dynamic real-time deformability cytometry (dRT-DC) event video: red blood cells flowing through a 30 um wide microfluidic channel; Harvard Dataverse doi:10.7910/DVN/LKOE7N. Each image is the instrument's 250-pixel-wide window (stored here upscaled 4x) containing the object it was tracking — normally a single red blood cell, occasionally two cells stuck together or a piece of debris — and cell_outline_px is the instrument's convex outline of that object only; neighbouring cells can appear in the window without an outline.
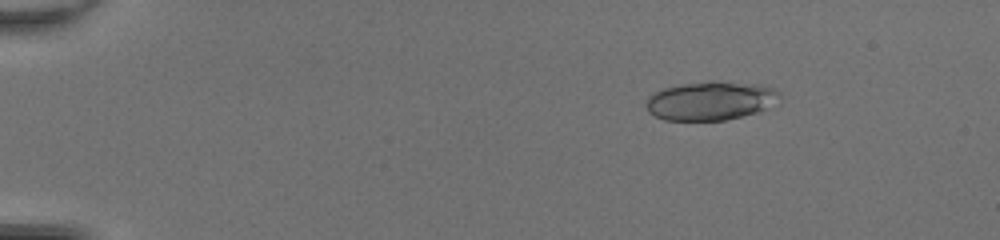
{"species": "common noctule bat (a hibernating species)", "species_latin": "Nyctalus noctula", "temperature_condition": "room temperature", "stored_images_in_passage": 49, "camera_frame_rate_fps": 3000, "um_per_image_px": 0.085, "animal": {"sex": "female", "body_mass_g": 20.0, "forearm_length_mm": 54.0}, "frame": {"image": 1, "passage_image": 8, "time_ms": 2.333, "image_size_px": [1000, 240], "cell_outline_px": [[780, 104], [756, 112], [724, 120], [664, 120], [648, 112], [644, 104], [648, 96], [664, 88], [680, 84], [708, 80], [712, 80], [760, 84], [772, 88], [780, 92]], "centroid_in_image_um": [60.43, 8.55], "position_along_channel_um": 24.6, "area_um2": 30.63}}
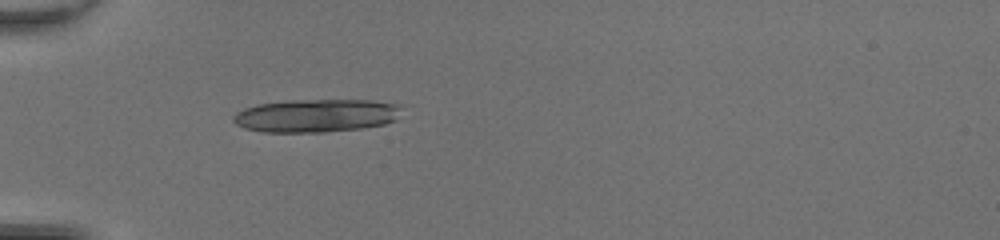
{"frame": {"image": 2, "passage_image": 17, "time_ms": 5.333, "image_size_px": [1000, 240], "cell_outline_px": [[404, 108], [396, 120], [384, 124], [364, 128], [324, 132], [260, 132], [244, 128], [236, 124], [232, 120], [232, 116], [236, 112], [244, 108], [256, 104], [288, 100], [372, 100], [404, 104]], "centroid_in_image_um": [26.91, 9.82], "position_along_channel_um": 58.1, "area_um2": 33.12}}